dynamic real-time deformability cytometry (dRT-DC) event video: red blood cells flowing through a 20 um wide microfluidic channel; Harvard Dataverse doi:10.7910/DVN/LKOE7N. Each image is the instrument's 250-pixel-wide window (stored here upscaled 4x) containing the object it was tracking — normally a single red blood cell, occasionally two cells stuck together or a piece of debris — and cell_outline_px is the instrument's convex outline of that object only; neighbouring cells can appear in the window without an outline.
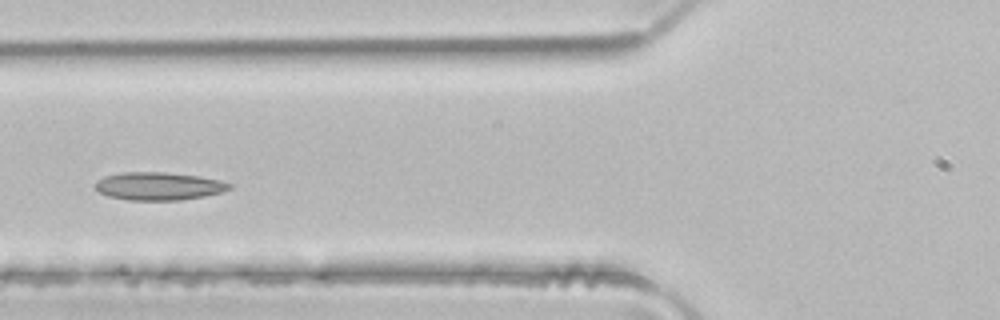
{"species": "common noctule bat (a hibernating species)", "species_latin": "Nyctalus noctula", "temperature_condition": "room temperature", "stored_images_in_passage": 4, "camera_frame_rate_fps": 3000, "um_per_image_px": 0.085, "animal": {"sex": "male", "body_mass_g": 21.5, "forearm_length_mm": 52.0}, "frame": {"image": 1, "passage_image": 4, "time_ms": 1.0, "image_size_px": [1000, 320], "cell_outline_px": [[232, 188], [224, 192], [204, 196], [180, 200], [128, 200], [108, 196], [96, 192], [92, 184], [96, 180], [104, 176], [120, 172], [164, 172], [200, 176], [220, 180], [232, 184]], "centroid_in_image_um": [13.44, 15.82], "position_along_channel_um": 112.4, "area_um2": 22.25}}